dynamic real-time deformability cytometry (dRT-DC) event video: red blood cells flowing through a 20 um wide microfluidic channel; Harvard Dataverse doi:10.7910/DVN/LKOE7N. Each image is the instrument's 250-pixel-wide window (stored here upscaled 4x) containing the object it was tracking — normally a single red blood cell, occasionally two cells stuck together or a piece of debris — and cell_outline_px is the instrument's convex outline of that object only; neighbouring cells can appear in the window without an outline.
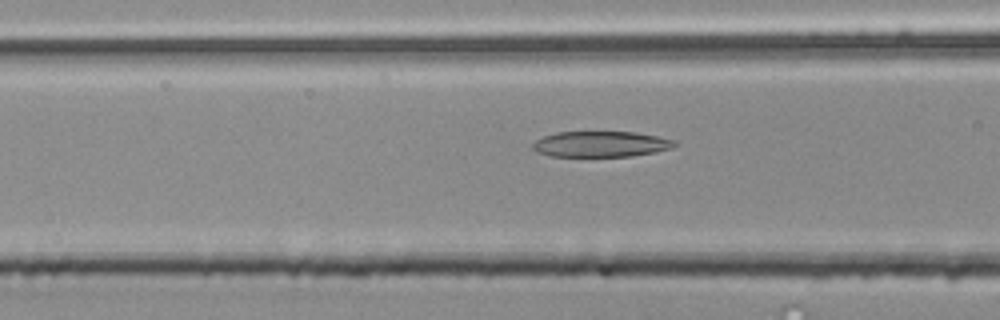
{"species": "common noctule bat (a hibernating species)", "species_latin": "Nyctalus noctula", "temperature_condition": "room temperature", "stored_images_in_passage": 43, "camera_frame_rate_fps": 3000, "um_per_image_px": 0.085, "animal": {"sex": "male", "body_mass_g": 20.4}, "frame": {"image": 1, "passage_image": 11, "time_ms": 3.333, "image_size_px": [1000, 320], "cell_outline_px": [[676, 144], [672, 148], [656, 152], [632, 156], [552, 156], [536, 152], [532, 148], [532, 144], [536, 140], [544, 136], [556, 132], [636, 132], [656, 136], [672, 140]], "centroid_in_image_um": [51.04, 12.25], "position_along_channel_um": 115.6, "area_um2": 21.15}}
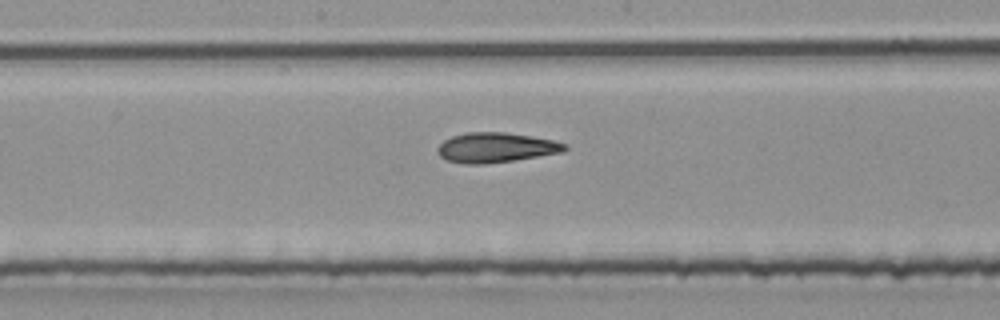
{"frame": {"image": 2, "passage_image": 18, "time_ms": 5.667, "image_size_px": [1000, 320], "cell_outline_px": [[568, 148], [560, 152], [512, 160], [484, 164], [464, 164], [448, 160], [440, 156], [436, 152], [436, 148], [444, 140], [452, 136], [464, 132], [504, 132], [532, 136], [552, 140], [568, 144]], "centroid_in_image_um": [42.1, 12.53], "position_along_channel_um": 206.1, "area_um2": 22.02}}
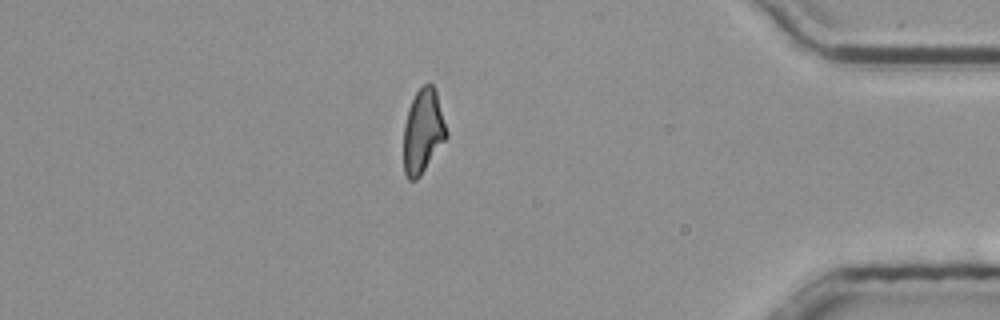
{"frame": {"image": 3, "passage_image": 36, "time_ms": 11.667, "image_size_px": [1000, 320], "cell_outline_px": [[448, 136], [420, 176], [416, 180], [408, 180], [404, 172], [404, 124], [408, 108], [416, 92], [424, 84], [432, 84], [436, 92], [448, 132]], "centroid_in_image_um": [35.95, 11.17], "position_along_channel_um": 399.3, "area_um2": 20.87}, "authors_computed_cell_mechanics": {"area_um2": 21.7906, "velocity_mm_per_s": 3.8707, "shape_relaxation_time_tau1_ms": null, "shape_relaxation_time_tau2_ms": 4.1525, "deformation_change_tau1": null, "deformation_change_tau2": 0.143}}